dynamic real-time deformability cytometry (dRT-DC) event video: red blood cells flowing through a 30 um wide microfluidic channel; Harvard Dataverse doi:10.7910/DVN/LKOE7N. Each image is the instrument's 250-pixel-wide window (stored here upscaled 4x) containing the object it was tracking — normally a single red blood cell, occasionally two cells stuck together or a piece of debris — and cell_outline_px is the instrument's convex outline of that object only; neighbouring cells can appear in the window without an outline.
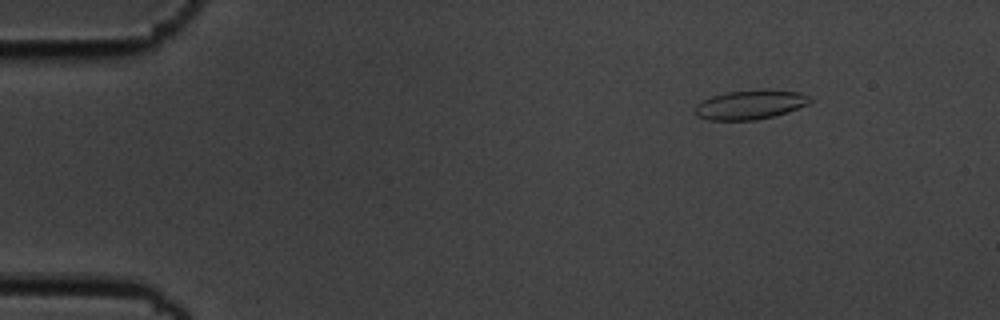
{"species": "common noctule bat (a hibernating species)", "species_latin": "Nyctalus noctula", "temperature_condition": "cold", "stored_images_in_passage": 9, "camera_frame_rate_fps": 3000, "um_per_image_px": 0.085, "animal": {"sex": "male", "body_mass_g": 19.5, "forearm_length_mm": 54.6}, "frame": {"image": 1, "passage_image": 2, "time_ms": 0.333, "image_size_px": [1000, 320], "cell_outline_px": [[812, 100], [808, 104], [788, 112], [756, 120], [708, 120], [696, 116], [696, 104], [712, 96], [728, 92], [760, 88], [764, 88], [800, 92], [812, 96]], "centroid_in_image_um": [63.82, 8.87], "position_along_channel_um": 21.2, "area_um2": 19.88}}
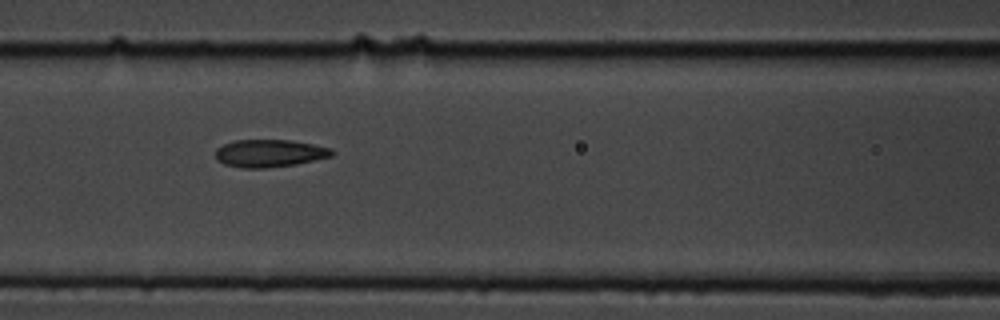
{"frame": {"image": 2, "passage_image": 7, "time_ms": 2.0, "image_size_px": [1000, 320], "cell_outline_px": [[336, 152], [332, 156], [296, 164], [264, 168], [240, 168], [224, 164], [216, 160], [216, 148], [232, 140], [292, 140], [332, 148]], "centroid_in_image_um": [22.9, 13.02], "position_along_channel_um": 143.7, "area_um2": 18.84}}
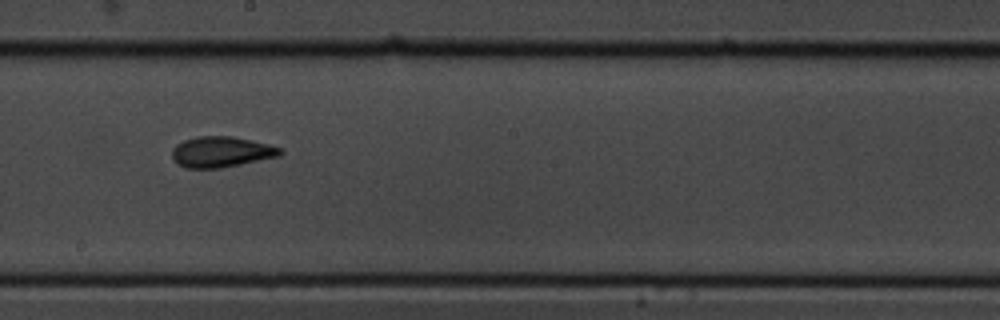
{"frame": {"image": 3, "passage_image": 9, "time_ms": 2.667, "image_size_px": [1000, 320], "cell_outline_px": [[284, 152], [280, 156], [220, 168], [184, 168], [176, 164], [172, 160], [172, 148], [176, 144], [184, 140], [196, 136], [232, 136], [252, 140], [268, 144], [280, 148]], "centroid_in_image_um": [18.77, 12.91], "position_along_channel_um": 229.4, "area_um2": 19.54}}